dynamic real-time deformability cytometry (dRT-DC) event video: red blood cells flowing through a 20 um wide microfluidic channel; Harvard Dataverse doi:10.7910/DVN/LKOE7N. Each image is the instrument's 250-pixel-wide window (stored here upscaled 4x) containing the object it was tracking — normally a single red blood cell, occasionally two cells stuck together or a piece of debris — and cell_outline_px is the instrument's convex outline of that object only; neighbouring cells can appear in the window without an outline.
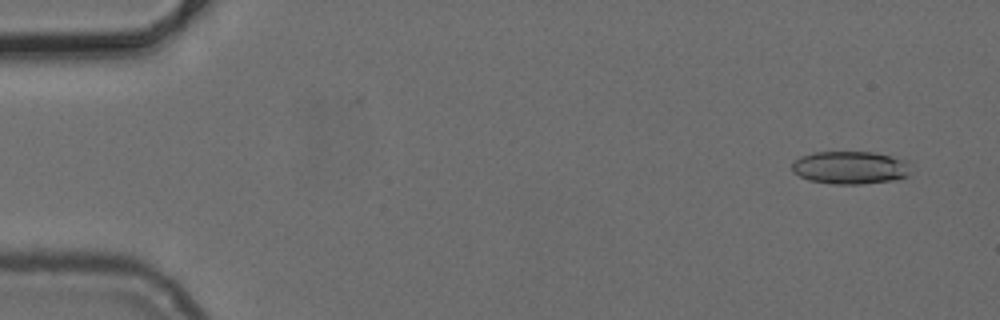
{"species": "common noctule bat (a hibernating species)", "species_latin": "Nyctalus noctula", "temperature_condition": "cold", "stored_images_in_passage": 51, "camera_frame_rate_fps": 3000, "um_per_image_px": 0.085, "animal": {"sex": "female", "body_mass_g": 24.6, "forearm_length_mm": 56.2}, "frame": {"image": 1, "passage_image": 3, "time_ms": 0.667, "image_size_px": [1000, 320], "cell_outline_px": [[908, 176], [896, 180], [860, 184], [832, 184], [808, 180], [792, 172], [792, 164], [800, 156], [812, 152], [872, 152], [892, 156], [908, 160]], "centroid_in_image_um": [72.26, 14.25], "position_along_channel_um": 12.7, "area_um2": 22.89}}
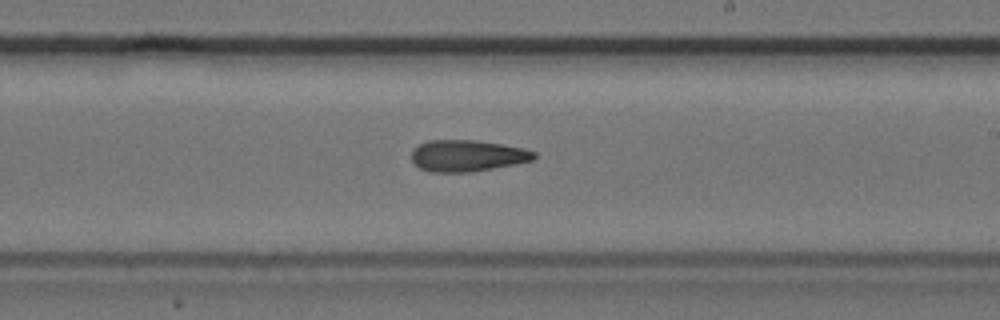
{"frame": {"image": 2, "passage_image": 30, "time_ms": 9.667, "image_size_px": [1000, 320], "cell_outline_px": [[536, 156], [532, 160], [516, 164], [472, 172], [428, 172], [420, 168], [412, 160], [412, 148], [428, 140], [476, 140], [524, 148], [536, 152]], "centroid_in_image_um": [39.71, 13.24], "position_along_channel_um": 249.3, "area_um2": 22.54}}
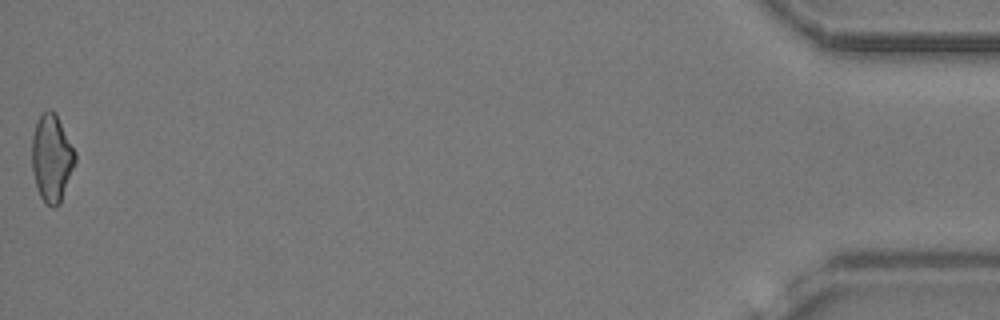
{"frame": {"image": 3, "passage_image": 51, "time_ms": 16.667, "image_size_px": [1000, 320], "cell_outline_px": [[76, 160], [60, 204], [52, 208], [44, 204], [36, 188], [32, 168], [32, 136], [36, 120], [48, 108], [52, 108], [56, 112], [76, 152]], "centroid_in_image_um": [4.39, 13.43], "position_along_channel_um": 430.8, "area_um2": 22.37}}